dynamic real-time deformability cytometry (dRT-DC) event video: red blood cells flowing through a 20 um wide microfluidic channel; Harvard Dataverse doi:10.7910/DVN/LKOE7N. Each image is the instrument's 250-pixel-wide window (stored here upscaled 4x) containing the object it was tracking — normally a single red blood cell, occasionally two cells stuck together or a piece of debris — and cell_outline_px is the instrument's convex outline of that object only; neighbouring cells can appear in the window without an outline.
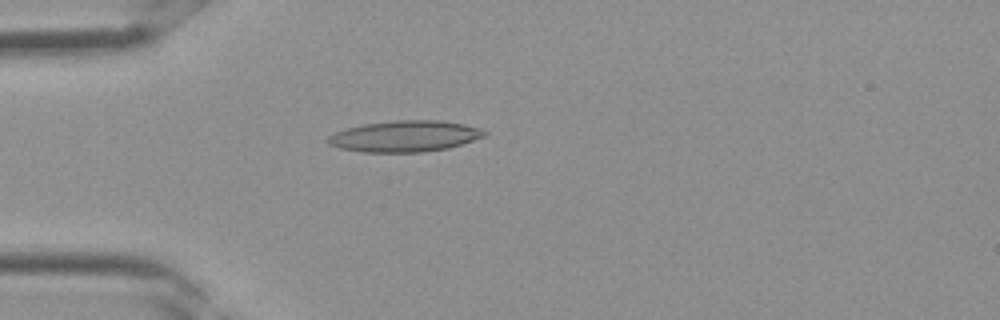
{"species": "Egyptian fruit bat (a non-hibernating species)", "species_latin": "Rousettus aegyptiacus", "temperature_condition": "room temperature", "stored_images_in_passage": 34, "camera_frame_rate_fps": 3000, "um_per_image_px": 0.085, "frame": {"image": 1, "passage_image": 9, "time_ms": 2.667, "image_size_px": [1000, 320], "cell_outline_px": [[488, 136], [448, 148], [420, 152], [364, 152], [340, 148], [328, 144], [328, 136], [336, 132], [348, 128], [364, 124], [396, 120], [440, 120], [464, 124], [480, 128], [488, 132]], "centroid_in_image_um": [34.46, 11.58], "position_along_channel_um": 50.5, "area_um2": 28.38}}
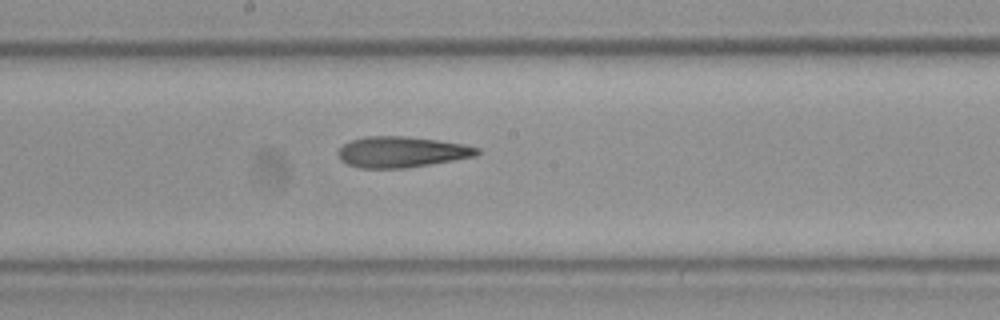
{"frame": {"image": 2, "passage_image": 18, "time_ms": 5.667, "image_size_px": [1000, 320], "cell_outline_px": [[480, 152], [476, 156], [404, 168], [360, 168], [348, 164], [340, 160], [336, 152], [344, 144], [352, 140], [368, 136], [404, 136], [436, 140], [464, 144], [480, 148]], "centroid_in_image_um": [34.12, 12.91], "position_along_channel_um": 214.1, "area_um2": 24.8}}
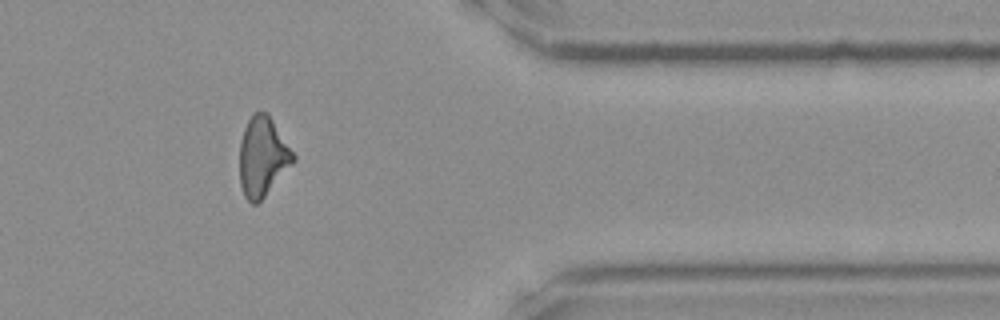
{"frame": {"image": 3, "passage_image": 28, "time_ms": 9.0, "image_size_px": [1000, 320], "cell_outline_px": [[296, 160], [264, 196], [256, 204], [252, 204], [244, 196], [240, 184], [240, 140], [244, 128], [252, 112], [268, 112], [296, 156]], "centroid_in_image_um": [22.32, 13.29], "position_along_channel_um": 389.1, "area_um2": 24.8}}